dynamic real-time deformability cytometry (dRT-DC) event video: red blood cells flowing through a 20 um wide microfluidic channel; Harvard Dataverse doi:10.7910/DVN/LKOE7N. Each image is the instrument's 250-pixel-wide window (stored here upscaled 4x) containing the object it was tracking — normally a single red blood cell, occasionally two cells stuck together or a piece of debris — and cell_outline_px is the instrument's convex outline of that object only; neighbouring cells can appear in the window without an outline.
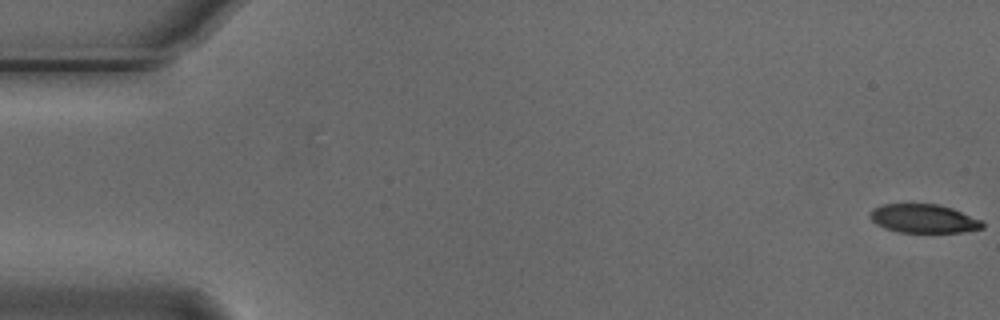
{"species": "Egyptian fruit bat (a non-hibernating species)", "species_latin": "Rousettus aegyptiacus", "temperature_condition": "cold", "stored_images_in_passage": 5, "camera_frame_rate_fps": 3000, "um_per_image_px": 0.085, "animal": {"sex": "male"}, "frame": {"image": 1, "passage_image": 1, "time_ms": 0.0, "image_size_px": [1000, 320], "cell_outline_px": [[984, 228], [964, 232], [896, 232], [884, 228], [876, 224], [872, 220], [872, 208], [880, 204], [940, 204], [952, 208], [984, 220]], "centroid_in_image_um": [78.56, 18.58], "position_along_channel_um": 6.4, "area_um2": 18.96}}
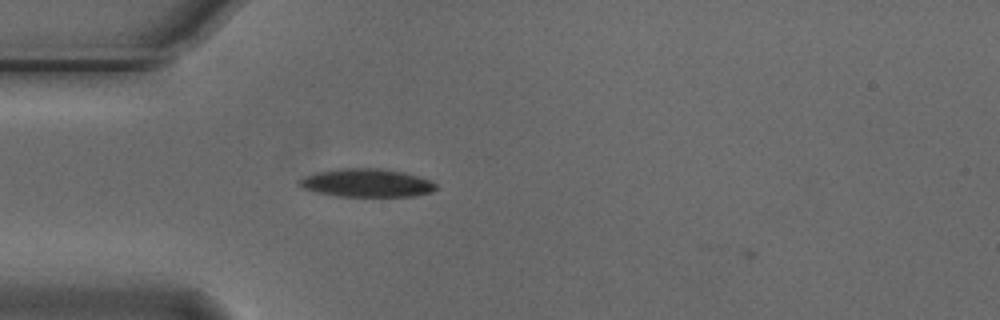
{"frame": {"image": 2, "passage_image": 5, "time_ms": 1.333, "image_size_px": [1000, 320], "cell_outline_px": [[436, 188], [432, 192], [412, 196], [336, 196], [316, 192], [304, 188], [296, 184], [296, 180], [304, 176], [316, 172], [340, 168], [380, 168], [404, 172], [428, 180], [436, 184]], "centroid_in_image_um": [31.1, 15.54], "position_along_channel_um": 53.9, "area_um2": 22.48}}